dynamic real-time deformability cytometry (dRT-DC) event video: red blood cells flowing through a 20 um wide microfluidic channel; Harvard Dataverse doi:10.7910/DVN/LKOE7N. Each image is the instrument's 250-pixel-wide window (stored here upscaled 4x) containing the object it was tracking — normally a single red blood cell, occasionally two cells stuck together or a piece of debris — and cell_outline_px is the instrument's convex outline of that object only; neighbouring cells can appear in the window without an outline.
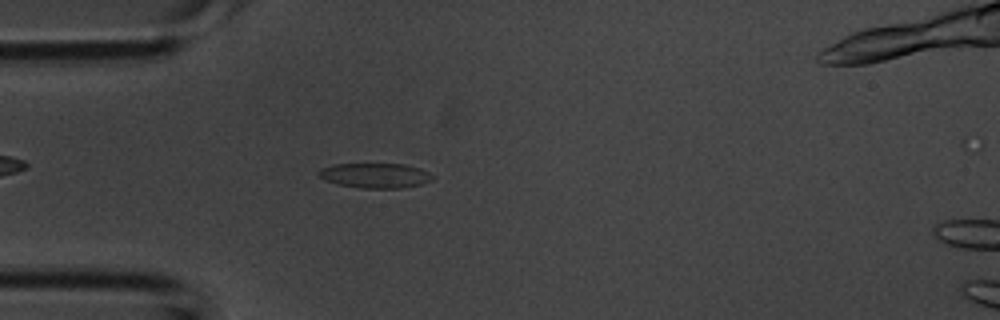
{"species": "common noctule bat (a hibernating species)", "species_latin": "Nyctalus noctula", "temperature_condition": "room temperature", "stored_images_in_passage": 38, "camera_frame_rate_fps": 3000, "um_per_image_px": 0.085, "animal": {"sex": "male", "body_mass_g": 20.1, "forearm_length_mm": 53.5}, "frame": {"image": 1, "passage_image": 6, "time_ms": 1.667, "image_size_px": [1000, 320], "cell_outline_px": [[432, 180], [420, 184], [400, 188], [360, 188], [336, 184], [324, 180], [316, 172], [320, 168], [332, 164], [404, 164], [420, 168], [428, 172], [432, 176]], "centroid_in_image_um": [31.83, 14.91], "position_along_channel_um": 53.2, "area_um2": 16.53}}
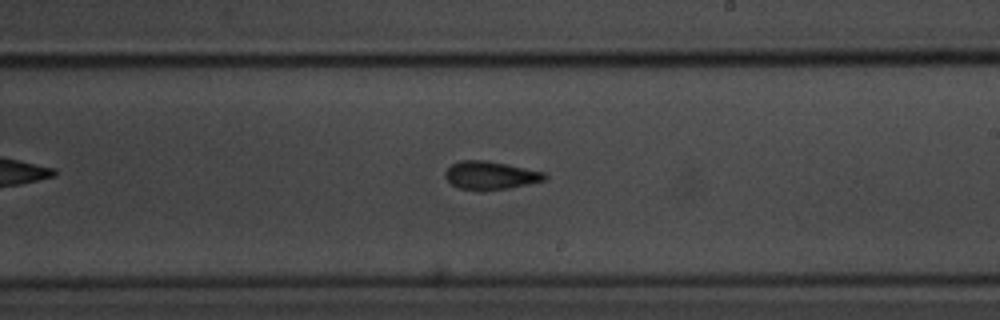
{"frame": {"image": 2, "passage_image": 19, "time_ms": 6.0, "image_size_px": [1000, 320], "cell_outline_px": [[548, 176], [544, 180], [528, 184], [508, 188], [484, 192], [480, 192], [460, 188], [452, 184], [444, 176], [444, 172], [452, 164], [460, 160], [484, 160], [544, 172]], "centroid_in_image_um": [41.65, 14.93], "position_along_channel_um": 247.4, "area_um2": 16.36}}
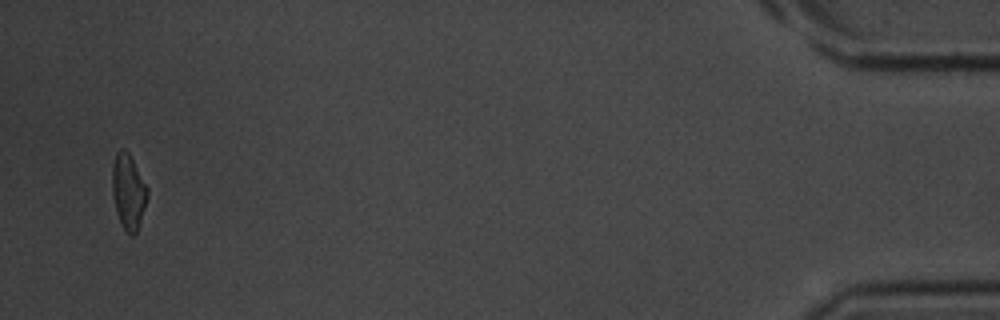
{"frame": {"image": 3, "passage_image": 36, "time_ms": 11.667, "image_size_px": [1000, 320], "cell_outline_px": [[148, 196], [136, 232], [132, 236], [124, 228], [116, 212], [112, 192], [112, 164], [116, 152], [120, 148], [124, 148], [128, 152], [148, 188]], "centroid_in_image_um": [10.89, 16.23], "position_along_channel_um": 424.3, "area_um2": 15.2}}